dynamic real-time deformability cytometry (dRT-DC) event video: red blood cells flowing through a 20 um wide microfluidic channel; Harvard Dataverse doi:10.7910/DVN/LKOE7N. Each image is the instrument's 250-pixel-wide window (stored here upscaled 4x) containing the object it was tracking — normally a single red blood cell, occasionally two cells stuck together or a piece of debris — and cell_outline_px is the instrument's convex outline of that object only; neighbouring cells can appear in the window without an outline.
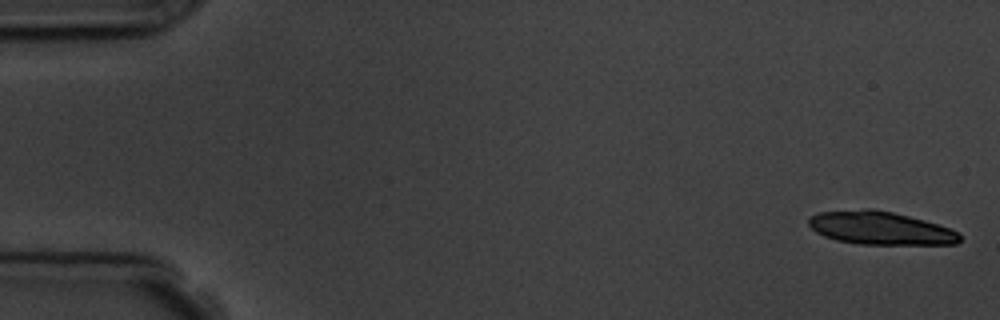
{"species": "common noctule bat (a hibernating species)", "species_latin": "Nyctalus noctula", "temperature_condition": "room temperature", "stored_images_in_passage": 7, "camera_frame_rate_fps": 3000, "um_per_image_px": 0.085, "animal": {"sex": "male", "body_mass_g": 19.5, "forearm_length_mm": 54.6}, "frame": {"image": 1, "passage_image": 1, "time_ms": 0.0, "image_size_px": [1000, 320], "cell_outline_px": [[960, 240], [956, 244], [860, 244], [836, 240], [824, 236], [816, 232], [808, 224], [808, 220], [812, 216], [820, 212], [864, 208], [872, 208], [892, 212], [924, 220], [960, 232]], "centroid_in_image_um": [74.81, 19.38], "position_along_channel_um": 10.2, "area_um2": 29.02}}
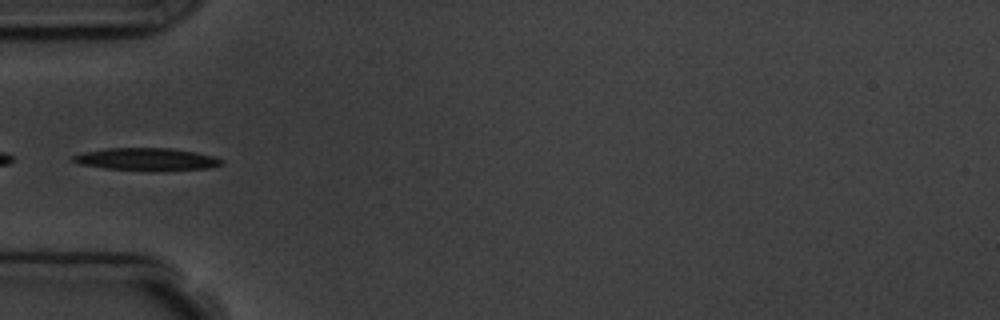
{"frame": {"image": 2, "passage_image": 6, "time_ms": 5.667, "image_size_px": [1000, 320], "cell_outline_px": [[224, 164], [212, 168], [104, 168], [80, 164], [72, 160], [72, 156], [84, 152], [108, 148], [172, 148], [196, 152], [212, 156], [224, 160]], "centroid_in_image_um": [12.47, 13.48], "position_along_channel_um": 72.5, "area_um2": 18.32}}